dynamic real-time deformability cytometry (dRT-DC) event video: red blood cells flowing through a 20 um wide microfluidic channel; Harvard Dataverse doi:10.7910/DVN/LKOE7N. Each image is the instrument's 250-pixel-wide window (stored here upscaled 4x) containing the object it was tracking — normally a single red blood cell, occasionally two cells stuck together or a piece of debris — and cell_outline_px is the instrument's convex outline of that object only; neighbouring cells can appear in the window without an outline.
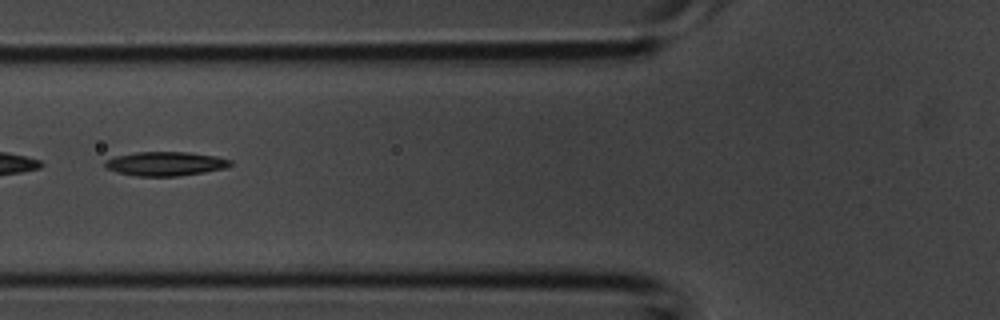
{"species": "common noctule bat (a hibernating species)", "species_latin": "Nyctalus noctula", "temperature_condition": "room temperature", "stored_images_in_passage": 2, "camera_frame_rate_fps": 3000, "um_per_image_px": 0.085, "animal": {"sex": "male", "body_mass_g": 20.1, "forearm_length_mm": 53.5}, "frame": {"image": 1, "passage_image": 2, "time_ms": 0.333, "image_size_px": [1000, 320], "cell_outline_px": [[232, 164], [224, 168], [204, 172], [180, 176], [136, 176], [116, 172], [104, 168], [104, 160], [116, 156], [136, 152], [188, 152], [216, 156], [232, 160]], "centroid_in_image_um": [14.02, 13.92], "position_along_channel_um": 111.8, "area_um2": 17.69}}